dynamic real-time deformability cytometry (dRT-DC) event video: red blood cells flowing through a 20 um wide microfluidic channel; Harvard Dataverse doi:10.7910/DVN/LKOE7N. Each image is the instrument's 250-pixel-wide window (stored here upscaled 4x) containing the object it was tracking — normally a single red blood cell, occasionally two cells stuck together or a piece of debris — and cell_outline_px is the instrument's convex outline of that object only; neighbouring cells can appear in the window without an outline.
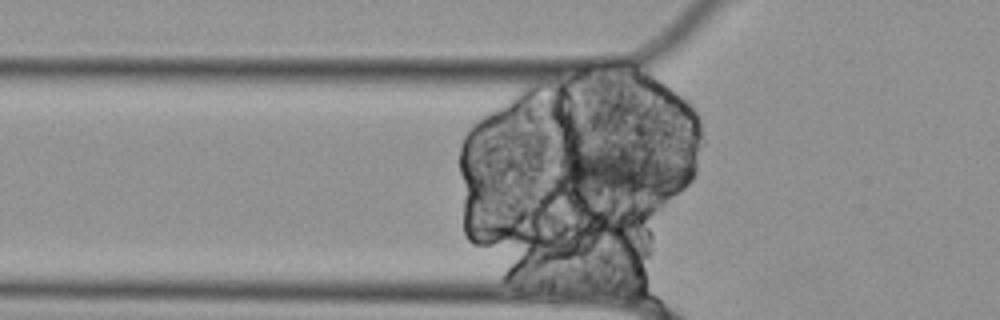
{"species": "Egyptian fruit bat (a non-hibernating species)", "species_latin": "Rousettus aegyptiacus", "temperature_condition": "cold", "stored_images_in_passage": 49, "segment_of_instrument_passage": [1, 2], "camera_frame_rate_fps": 3000, "um_per_image_px": 0.085, "animal": {"sex": "female"}, "frame": {"image": 1, "passage_image": 17, "time_ms": 5.333, "image_size_px": [1000, 320], "cell_outline_px": [[696, 172], [692, 180], [688, 184], [676, 192], [668, 196], [656, 200], [652, 200], [572, 192], [560, 172], [560, 156], [580, 152], [648, 148], [692, 164], [696, 168]], "centroid_in_image_um": [53.22, 14.74], "position_along_channel_um": 72.6, "area_um2": 39.54}}